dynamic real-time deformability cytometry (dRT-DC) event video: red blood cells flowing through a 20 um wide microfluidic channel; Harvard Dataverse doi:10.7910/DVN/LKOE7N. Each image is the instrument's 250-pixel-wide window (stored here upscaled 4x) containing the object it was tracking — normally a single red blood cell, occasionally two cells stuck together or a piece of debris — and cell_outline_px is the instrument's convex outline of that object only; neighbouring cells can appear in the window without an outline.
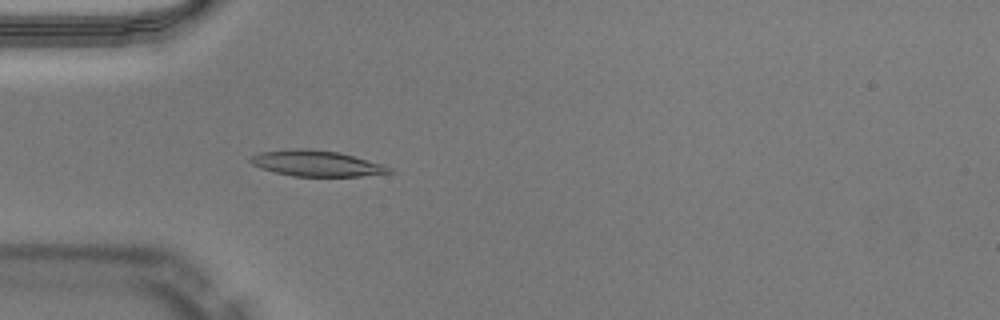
{"species": "Egyptian fruit bat (a non-hibernating species)", "species_latin": "Rousettus aegyptiacus", "temperature_condition": "warm", "stored_images_in_passage": 49, "camera_frame_rate_fps": 3000, "um_per_image_px": 0.085, "animal": {"sex": "male"}, "frame": {"image": 1, "passage_image": 14, "time_ms": 4.333, "image_size_px": [1000, 320], "cell_outline_px": [[396, 172], [360, 176], [292, 176], [260, 168], [252, 164], [248, 160], [252, 156], [260, 152], [296, 148], [308, 148], [340, 152], [384, 164], [392, 168]], "centroid_in_image_um": [26.94, 13.88], "position_along_channel_um": 58.1, "area_um2": 21.04}}
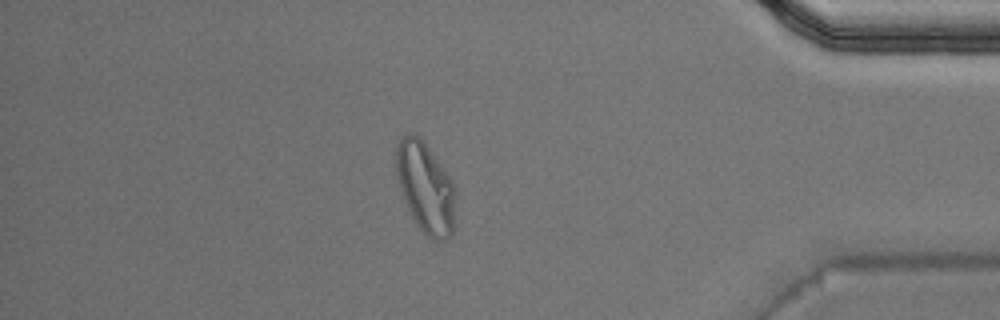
{"frame": {"image": 2, "passage_image": 42, "time_ms": 13.667, "image_size_px": [1000, 320], "cell_outline_px": [[452, 236], [448, 240], [432, 240], [416, 224], [404, 200], [400, 188], [396, 172], [396, 148], [400, 140], [408, 132], [412, 132], [420, 136], [448, 176], [452, 184]], "centroid_in_image_um": [36.1, 15.93], "position_along_channel_um": 399.1, "area_um2": 30.29}}
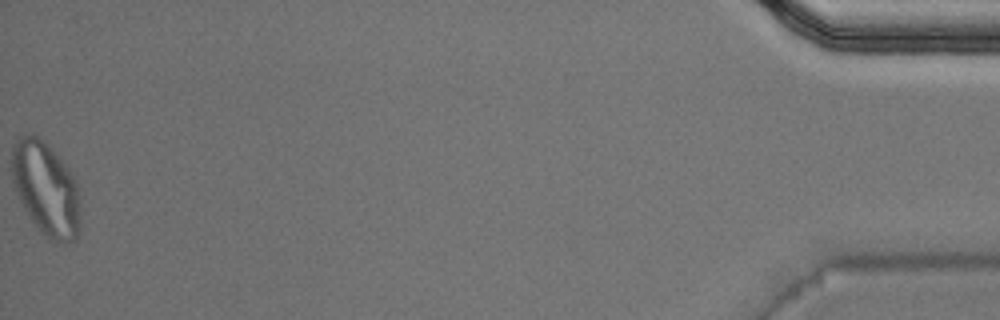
{"frame": {"image": 3, "passage_image": 49, "time_ms": 16.0, "image_size_px": [1000, 320], "cell_outline_px": [[80, 228], [76, 236], [72, 240], [64, 244], [56, 244], [48, 240], [32, 220], [24, 208], [12, 184], [12, 144], [16, 140], [32, 132], [40, 136], [48, 144], [68, 168], [76, 180], [80, 220]], "centroid_in_image_um": [3.89, 16.04], "position_along_channel_um": 431.3, "area_um2": 37.57}, "authors_computed_cell_mechanics": {"area_um2": 20.6924, "velocity_mm_per_s": 4.0545, "shape_relaxation_time_tau1_ms": null, "shape_relaxation_time_tau2_ms": 1.1907, "deformation_change_tau1": null, "deformation_change_tau2": 0.0716}}